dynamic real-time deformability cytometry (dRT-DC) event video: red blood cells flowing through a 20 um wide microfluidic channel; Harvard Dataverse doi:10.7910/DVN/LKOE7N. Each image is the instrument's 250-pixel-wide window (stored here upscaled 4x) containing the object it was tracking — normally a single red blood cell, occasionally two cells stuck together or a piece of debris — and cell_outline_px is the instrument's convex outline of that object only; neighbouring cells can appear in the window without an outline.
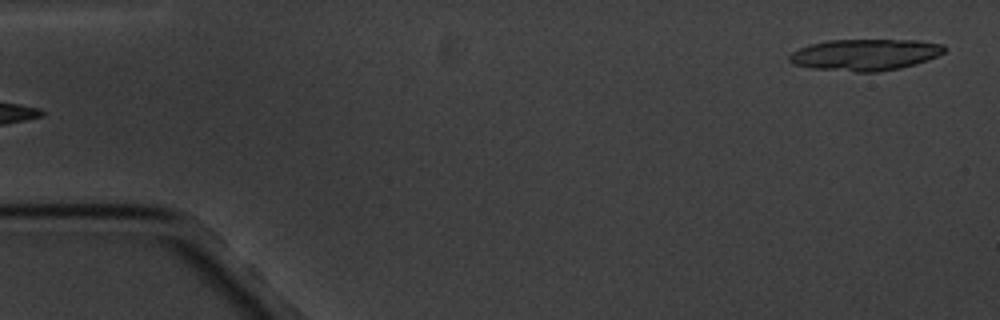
{"species": "common noctule bat (a hibernating species)", "species_latin": "Nyctalus noctula", "temperature_condition": "cold", "stored_images_in_passage": 6, "segment_of_instrument_passage": [2, 2], "camera_frame_rate_fps": 3000, "um_per_image_px": 0.085, "animal": {"sex": "male", "body_mass_g": 20.1, "forearm_length_mm": 53.5}, "frame": {"image": 1, "passage_image": 6, "time_ms": 6.0, "image_size_px": [1000, 320], "cell_outline_px": [[948, 48], [944, 52], [928, 60], [916, 64], [900, 68], [876, 72], [856, 72], [812, 68], [792, 64], [788, 60], [788, 56], [792, 52], [808, 44], [828, 40], [920, 40], [944, 44]], "centroid_in_image_um": [73.54, 4.64], "position_along_channel_um": 11.5, "area_um2": 28.67}}